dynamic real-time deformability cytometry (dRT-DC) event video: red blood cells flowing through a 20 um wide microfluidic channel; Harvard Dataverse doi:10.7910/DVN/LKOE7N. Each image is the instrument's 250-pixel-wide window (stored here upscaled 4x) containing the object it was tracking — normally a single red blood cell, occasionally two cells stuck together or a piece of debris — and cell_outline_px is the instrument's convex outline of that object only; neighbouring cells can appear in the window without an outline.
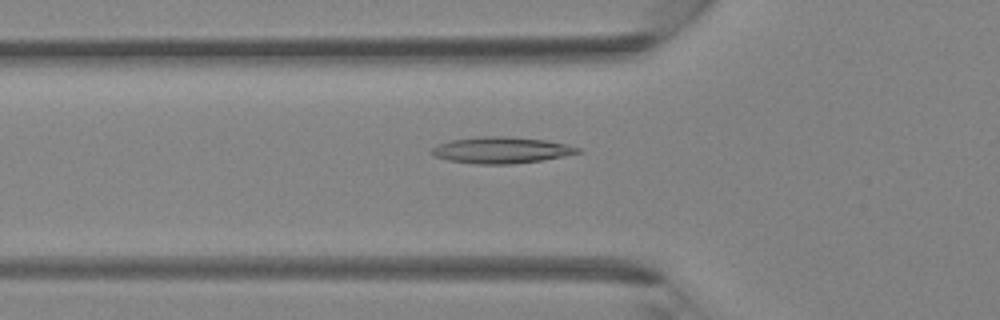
{"species": "Egyptian fruit bat (a non-hibernating species)", "species_latin": "Rousettus aegyptiacus", "temperature_condition": "room temperature", "stored_images_in_passage": 36, "camera_frame_rate_fps": 3000, "um_per_image_px": 0.085, "animal": {"sex": "female"}, "frame": {"image": 1, "passage_image": 10, "time_ms": 3.0, "image_size_px": [1000, 320], "cell_outline_px": [[580, 152], [544, 160], [512, 164], [476, 164], [448, 160], [432, 156], [432, 148], [436, 144], [452, 140], [484, 136], [500, 136], [544, 140], [568, 144], [580, 148]], "centroid_in_image_um": [42.58, 12.77], "position_along_channel_um": 83.2, "area_um2": 22.31}}
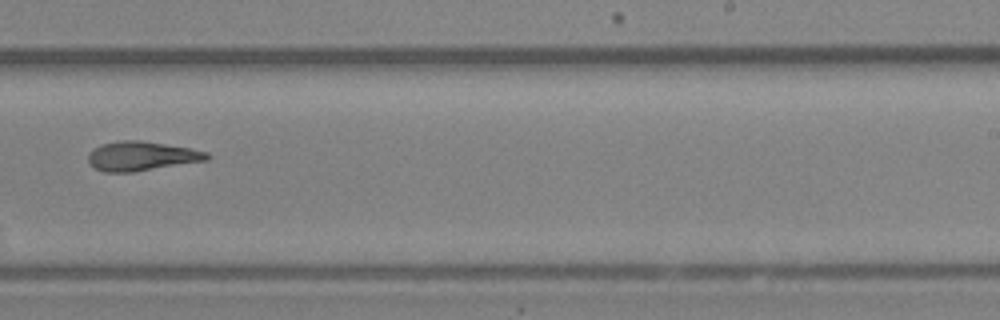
{"frame": {"image": 2, "passage_image": 22, "time_ms": 7.0, "image_size_px": [1000, 320], "cell_outline_px": [[212, 156], [208, 160], [132, 172], [104, 172], [88, 164], [88, 156], [100, 144], [120, 140], [140, 140], [188, 148], [208, 152]], "centroid_in_image_um": [12.04, 13.27], "position_along_channel_um": 277.0, "area_um2": 20.11}}
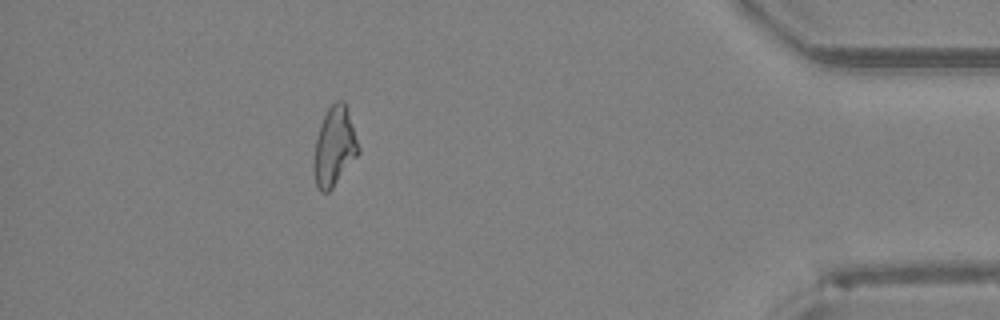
{"frame": {"image": 3, "passage_image": 33, "time_ms": 10.667, "image_size_px": [1000, 320], "cell_outline_px": [[360, 152], [332, 188], [328, 192], [320, 192], [316, 188], [312, 164], [316, 136], [320, 124], [328, 108], [336, 100], [344, 100], [360, 148]], "centroid_in_image_um": [28.39, 12.48], "position_along_channel_um": 406.8, "area_um2": 20.63}}